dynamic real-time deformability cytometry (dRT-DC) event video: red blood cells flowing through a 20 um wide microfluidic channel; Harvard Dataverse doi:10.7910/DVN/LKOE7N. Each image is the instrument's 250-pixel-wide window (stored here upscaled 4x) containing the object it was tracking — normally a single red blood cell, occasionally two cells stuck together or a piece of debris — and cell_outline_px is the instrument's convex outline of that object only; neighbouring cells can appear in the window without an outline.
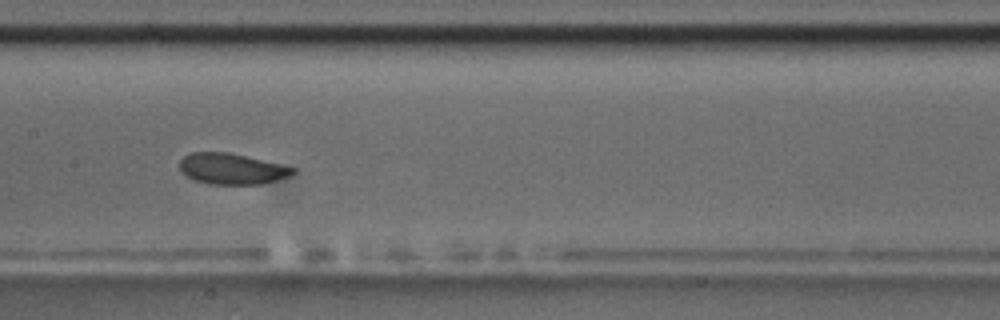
{"species": "common noctule bat (a hibernating species)", "species_latin": "Nyctalus noctula", "temperature_condition": "room temperature", "stored_images_in_passage": 9, "camera_frame_rate_fps": 3000, "um_per_image_px": 0.085, "animal": {"sex": "male", "body_mass_g": 17.5, "forearm_length_mm": 52.3}, "frame": {"image": 1, "passage_image": 8, "time_ms": 9.0, "image_size_px": [1000, 320], "cell_outline_px": [[296, 172], [288, 176], [276, 180], [260, 184], [208, 184], [192, 180], [184, 176], [180, 172], [180, 160], [184, 156], [192, 152], [228, 152], [280, 164], [296, 168]], "centroid_in_image_um": [19.65, 14.35], "position_along_channel_um": 187.8, "area_um2": 20.46}}